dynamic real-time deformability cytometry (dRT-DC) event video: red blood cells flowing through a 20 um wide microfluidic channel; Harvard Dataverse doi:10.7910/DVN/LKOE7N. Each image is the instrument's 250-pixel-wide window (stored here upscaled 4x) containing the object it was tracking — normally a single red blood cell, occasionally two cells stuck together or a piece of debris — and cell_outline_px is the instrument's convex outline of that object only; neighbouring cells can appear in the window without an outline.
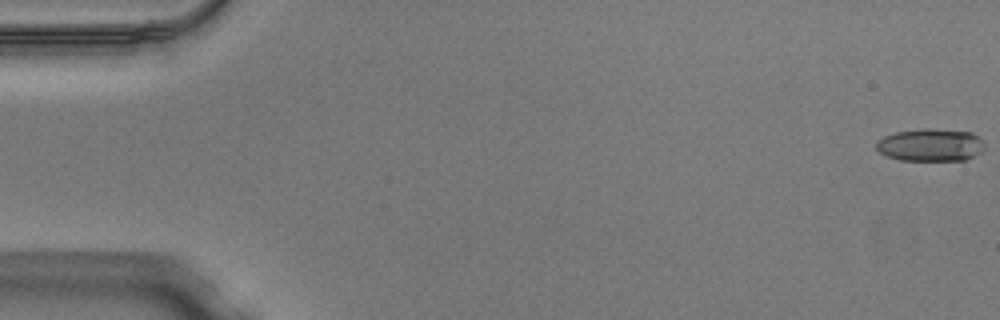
{"species": "Egyptian fruit bat (a non-hibernating species)", "species_latin": "Rousettus aegyptiacus", "temperature_condition": "warm", "stored_images_in_passage": 50, "camera_frame_rate_fps": 3000, "um_per_image_px": 0.085, "animal": {"sex": "male"}, "frame": {"image": 1, "passage_image": 1, "time_ms": 0.0, "image_size_px": [1000, 320], "cell_outline_px": [[984, 148], [980, 152], [964, 160], [900, 160], [888, 156], [880, 152], [876, 148], [876, 144], [884, 136], [896, 132], [924, 128], [928, 128], [972, 132], [984, 144]], "centroid_in_image_um": [79.08, 12.32], "position_along_channel_um": 5.9, "area_um2": 20.29}}
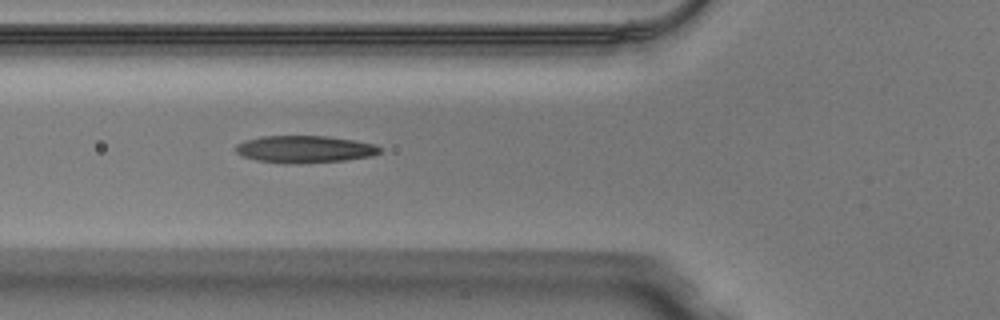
{"frame": {"image": 2, "passage_image": 19, "time_ms": 6.0, "image_size_px": [1000, 320], "cell_outline_px": [[380, 152], [372, 156], [344, 160], [292, 164], [284, 164], [256, 160], [244, 156], [236, 152], [232, 148], [236, 144], [244, 140], [260, 136], [328, 136], [376, 144], [380, 148]], "centroid_in_image_um": [25.84, 12.68], "position_along_channel_um": 100.0, "area_um2": 22.95}}
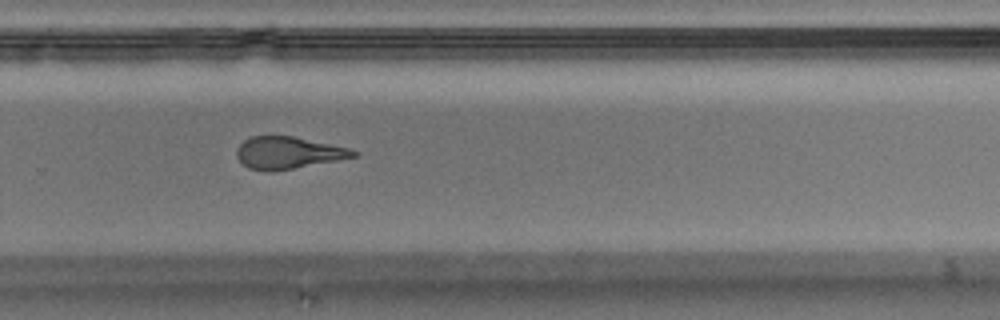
{"frame": {"image": 3, "passage_image": 34, "time_ms": 11.0, "image_size_px": [1000, 320], "cell_outline_px": [[356, 156], [336, 160], [272, 172], [268, 172], [248, 168], [236, 156], [236, 148], [244, 140], [252, 136], [292, 136], [348, 148], [356, 152]], "centroid_in_image_um": [24.41, 12.99], "position_along_channel_um": 305.4, "area_um2": 21.44}, "authors_computed_cell_mechanics": {"area_um2": 22.7154, "velocity_mm_per_s": 4.1071, "shape_relaxation_time_tau1_ms": 7.0086, "shape_relaxation_time_tau2_ms": 2.2821, "deformation_change_tau1": 0.2357, "deformation_change_tau2": 0.1371}}